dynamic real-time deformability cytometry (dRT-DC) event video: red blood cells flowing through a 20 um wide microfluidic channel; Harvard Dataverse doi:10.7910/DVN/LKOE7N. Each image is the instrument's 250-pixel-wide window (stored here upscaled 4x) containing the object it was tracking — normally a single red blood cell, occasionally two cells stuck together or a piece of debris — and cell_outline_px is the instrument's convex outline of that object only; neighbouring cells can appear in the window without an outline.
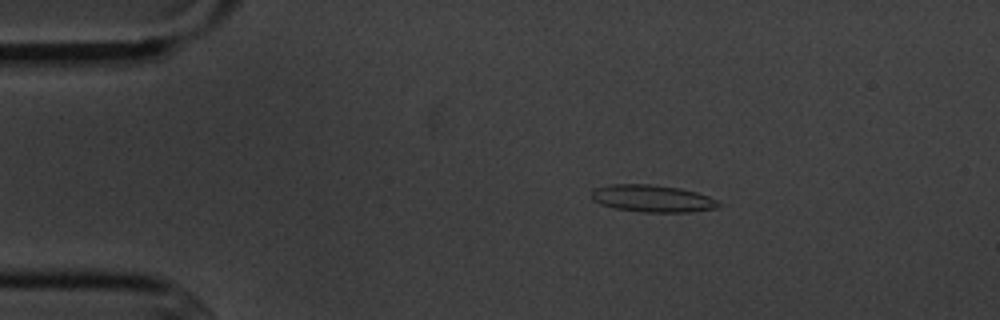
{"species": "common noctule bat (a hibernating species)", "species_latin": "Nyctalus noctula", "temperature_condition": "cold", "stored_images_in_passage": 6, "camera_frame_rate_fps": 3000, "um_per_image_px": 0.085, "animal": {"sex": "male", "body_mass_g": 20.1, "forearm_length_mm": 53.5}, "frame": {"image": 1, "passage_image": 3, "time_ms": 2.333, "image_size_px": [1000, 320], "cell_outline_px": [[724, 204], [720, 208], [688, 212], [644, 212], [616, 208], [600, 204], [592, 200], [592, 188], [612, 184], [652, 184], [680, 188], [696, 192], [708, 196]], "centroid_in_image_um": [55.48, 16.87], "position_along_channel_um": 29.5, "area_um2": 20.29}}
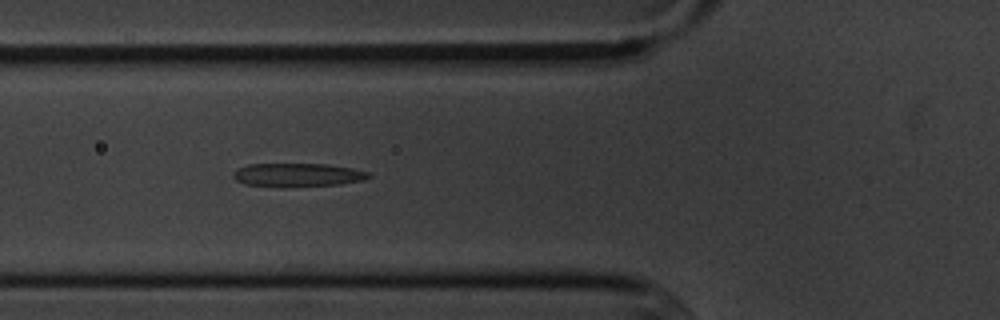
{"frame": {"image": 2, "passage_image": 6, "time_ms": 5.667, "image_size_px": [1000, 320], "cell_outline_px": [[372, 176], [364, 180], [340, 184], [284, 188], [276, 188], [244, 184], [236, 180], [232, 176], [232, 172], [236, 168], [248, 164], [324, 164], [352, 168], [372, 172]], "centroid_in_image_um": [25.27, 14.89], "position_along_channel_um": 100.5, "area_um2": 19.13}}